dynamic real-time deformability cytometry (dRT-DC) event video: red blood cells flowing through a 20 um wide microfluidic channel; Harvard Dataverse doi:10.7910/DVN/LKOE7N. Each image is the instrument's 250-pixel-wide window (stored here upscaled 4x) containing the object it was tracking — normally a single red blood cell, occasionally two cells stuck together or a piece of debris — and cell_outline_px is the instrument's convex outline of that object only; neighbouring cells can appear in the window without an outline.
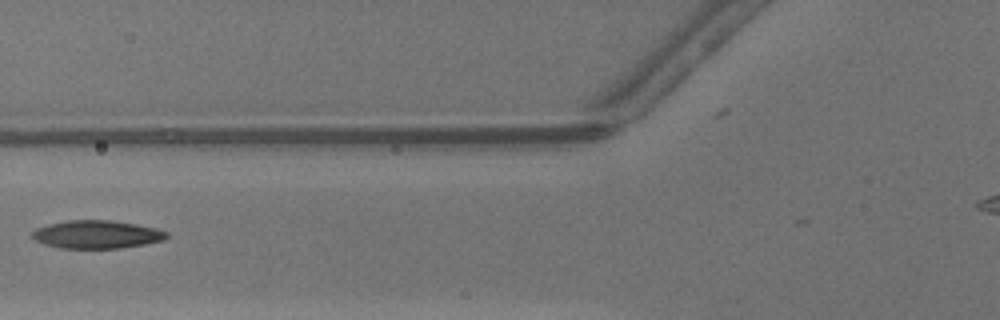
{"species": "common noctule bat (a hibernating species)", "species_latin": "Nyctalus noctula", "temperature_condition": "warm", "stored_images_in_passage": 11, "camera_frame_rate_fps": 3000, "um_per_image_px": 0.085, "animal": {"sex": "male", "body_mass_g": 13.3}, "frame": {"image": 1, "passage_image": 2, "time_ms": 0.333, "image_size_px": [1000, 320], "cell_outline_px": [[168, 236], [164, 240], [144, 244], [120, 248], [60, 248], [44, 244], [36, 240], [32, 236], [32, 232], [36, 228], [48, 224], [68, 220], [112, 220], [136, 224], [156, 228], [168, 232]], "centroid_in_image_um": [8.23, 19.92], "position_along_channel_um": 117.6, "area_um2": 21.96}}